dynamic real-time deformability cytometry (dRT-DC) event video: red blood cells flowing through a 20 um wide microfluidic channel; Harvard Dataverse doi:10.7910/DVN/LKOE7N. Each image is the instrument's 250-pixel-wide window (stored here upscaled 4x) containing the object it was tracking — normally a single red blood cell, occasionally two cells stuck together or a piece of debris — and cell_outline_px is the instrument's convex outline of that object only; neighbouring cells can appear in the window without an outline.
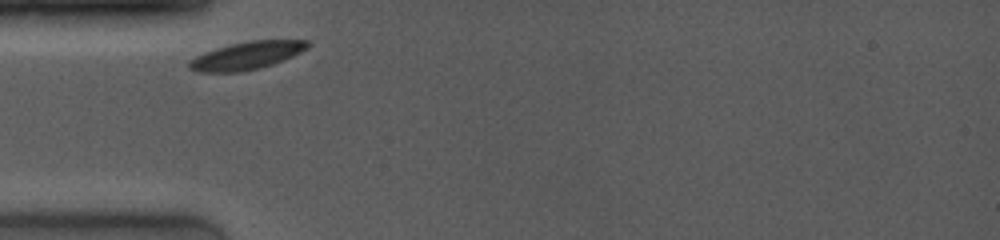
{"species": "common noctule bat (a hibernating species)", "species_latin": "Nyctalus noctula", "temperature_condition": "room temperature", "stored_images_in_passage": 3, "camera_frame_rate_fps": 4000, "um_per_image_px": 0.085, "animal": {"sex": "female", "body_mass_g": 19.0, "forearm_length_mm": 53.3}, "frame": {"image": 1, "passage_image": 1, "time_ms": 0.0, "image_size_px": [1000, 240], "cell_outline_px": [[312, 44], [308, 48], [292, 56], [272, 64], [260, 68], [236, 72], [196, 72], [188, 68], [188, 60], [204, 52], [216, 48], [232, 44], [252, 40], [308, 40]], "centroid_in_image_um": [20.95, 4.72], "position_along_channel_um": 64.0, "area_um2": 19.13}}
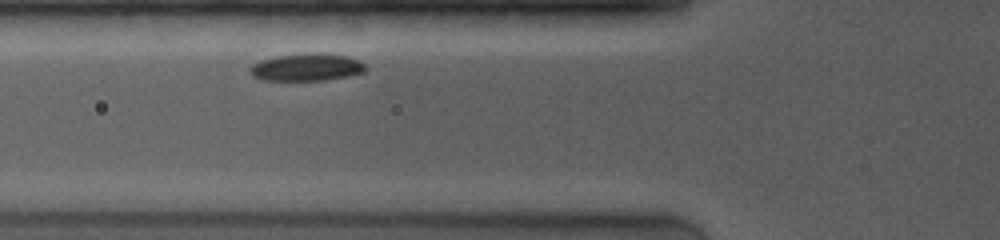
{"frame": {"image": 2, "passage_image": 3, "time_ms": 1.0, "image_size_px": [1000, 240], "cell_outline_px": [[368, 68], [364, 72], [348, 76], [324, 80], [260, 80], [252, 76], [248, 68], [252, 64], [260, 60], [276, 56], [312, 52], [324, 52], [348, 56], [364, 64]], "centroid_in_image_um": [26.04, 5.7], "position_along_channel_um": 99.8, "area_um2": 18.73}}